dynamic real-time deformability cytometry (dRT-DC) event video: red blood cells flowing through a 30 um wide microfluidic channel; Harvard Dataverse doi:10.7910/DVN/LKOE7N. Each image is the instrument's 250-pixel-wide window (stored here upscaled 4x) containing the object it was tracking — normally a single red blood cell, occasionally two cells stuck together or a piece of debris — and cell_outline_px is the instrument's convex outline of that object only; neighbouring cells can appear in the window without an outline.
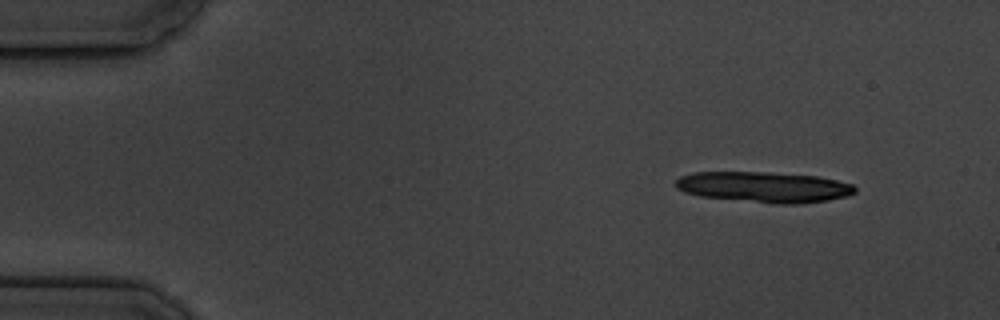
{"species": "common noctule bat (a hibernating species)", "species_latin": "Nyctalus noctula", "temperature_condition": "cold", "stored_images_in_passage": 4, "camera_frame_rate_fps": 3000, "um_per_image_px": 0.085, "animal": {"sex": "male", "body_mass_g": 19.5, "forearm_length_mm": 54.6}, "frame": {"image": 1, "passage_image": 1, "time_ms": 0.0, "image_size_px": [1000, 320], "cell_outline_px": [[856, 192], [848, 196], [828, 200], [796, 204], [772, 204], [700, 196], [684, 192], [676, 188], [676, 180], [680, 176], [692, 172], [768, 172], [820, 176], [852, 184], [856, 188]], "centroid_in_image_um": [64.95, 15.9], "position_along_channel_um": 20.1, "area_um2": 32.31}}